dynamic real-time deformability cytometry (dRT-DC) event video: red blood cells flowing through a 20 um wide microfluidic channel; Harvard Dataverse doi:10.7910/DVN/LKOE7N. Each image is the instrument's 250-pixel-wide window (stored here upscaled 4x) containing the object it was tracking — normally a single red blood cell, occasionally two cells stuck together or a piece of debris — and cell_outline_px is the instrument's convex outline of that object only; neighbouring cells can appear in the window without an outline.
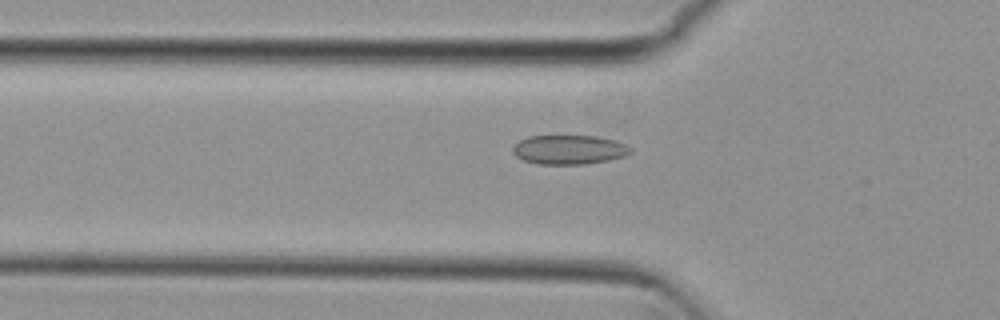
{"species": "common noctule bat (a hibernating species)", "species_latin": "Nyctalus noctula", "temperature_condition": "cold", "stored_images_in_passage": 54, "camera_frame_rate_fps": 3000, "um_per_image_px": 0.085, "animal": {"sex": "female", "body_mass_g": 29.2, "forearm_length_mm": 56.3}, "frame": {"image": 1, "passage_image": 18, "time_ms": 5.667, "image_size_px": [1000, 320], "cell_outline_px": [[632, 152], [624, 156], [608, 160], [584, 164], [536, 164], [524, 160], [516, 156], [512, 152], [512, 148], [520, 140], [528, 136], [596, 136], [616, 140], [632, 148]], "centroid_in_image_um": [48.37, 12.72], "position_along_channel_um": 77.4, "area_um2": 20.06}}
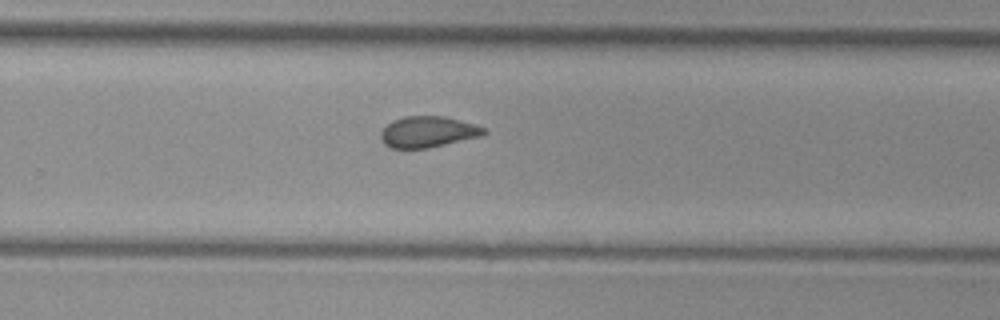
{"frame": {"image": 2, "passage_image": 35, "time_ms": 11.333, "image_size_px": [1000, 320], "cell_outline_px": [[488, 132], [484, 136], [428, 148], [392, 148], [384, 144], [380, 136], [380, 132], [392, 120], [404, 116], [444, 116], [476, 124], [488, 128]], "centroid_in_image_um": [36.44, 11.2], "position_along_channel_um": 293.4, "area_um2": 18.96}}
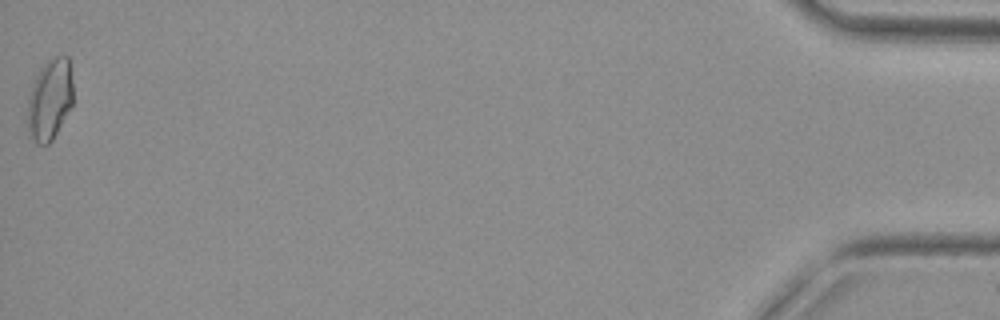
{"frame": {"image": 3, "passage_image": 54, "time_ms": 17.667, "image_size_px": [1000, 320], "cell_outline_px": [[72, 104], [52, 140], [48, 144], [36, 144], [28, 136], [28, 100], [32, 84], [40, 68], [52, 56], [68, 56], [72, 80]], "centroid_in_image_um": [4.22, 8.46], "position_along_channel_um": 431.0, "area_um2": 21.44}, "authors_computed_cell_mechanics": {"area_um2": 19.2763, "velocity_mm_per_s": 3.8069, "shape_relaxation_time_tau1_ms": null, "shape_relaxation_time_tau2_ms": 3.7213, "deformation_change_tau1": null, "deformation_change_tau2": 0.0812}}